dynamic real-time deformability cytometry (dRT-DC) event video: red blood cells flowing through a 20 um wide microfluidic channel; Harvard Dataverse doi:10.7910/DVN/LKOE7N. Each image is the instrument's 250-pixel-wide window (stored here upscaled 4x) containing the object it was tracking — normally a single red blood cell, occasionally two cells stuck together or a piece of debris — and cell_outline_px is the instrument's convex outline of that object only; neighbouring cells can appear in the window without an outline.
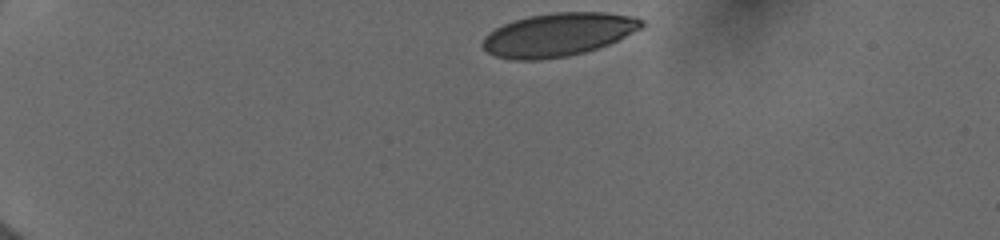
{"species": "human", "species_latin": "Homo sapiens", "temperature_condition": "cold", "stored_images_in_passage": 16, "camera_frame_rate_fps": 3000, "um_per_image_px": 0.085, "donor": {"sex": "female"}, "frame": {"image": 1, "passage_image": 1, "time_ms": 0.0, "image_size_px": [1000, 240], "cell_outline_px": [[644, 24], [640, 28], [600, 48], [568, 56], [540, 60], [516, 60], [496, 56], [488, 52], [480, 44], [484, 36], [488, 32], [504, 24], [528, 16], [552, 12], [604, 12], [636, 16], [644, 20]], "centroid_in_image_um": [47.43, 2.94], "position_along_channel_um": 37.6, "area_um2": 40.11}}